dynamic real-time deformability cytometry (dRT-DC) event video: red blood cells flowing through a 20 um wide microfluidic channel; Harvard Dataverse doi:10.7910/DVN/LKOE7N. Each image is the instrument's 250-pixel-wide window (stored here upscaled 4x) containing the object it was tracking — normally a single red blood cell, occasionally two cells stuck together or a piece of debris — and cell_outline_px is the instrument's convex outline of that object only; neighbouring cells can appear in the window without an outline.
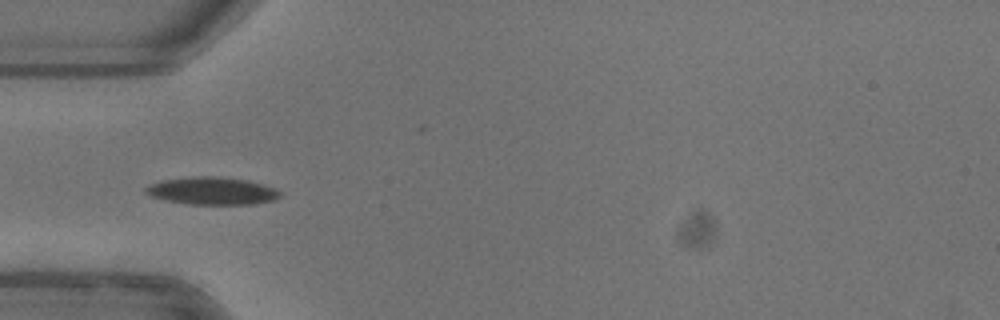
{"species": "common noctule bat (a hibernating species)", "species_latin": "Nyctalus noctula", "temperature_condition": "warm", "stored_images_in_passage": 3, "camera_frame_rate_fps": 3000, "um_per_image_px": 0.085, "animal": {"sex": "female"}, "frame": {"image": 1, "passage_image": 1, "time_ms": 0.0, "image_size_px": [1000, 320], "cell_outline_px": [[280, 196], [272, 200], [252, 204], [188, 204], [168, 200], [152, 196], [144, 192], [144, 188], [160, 180], [196, 176], [216, 176], [248, 180], [276, 188], [280, 192]], "centroid_in_image_um": [18.02, 16.21], "position_along_channel_um": 67.0, "area_um2": 21.39}}